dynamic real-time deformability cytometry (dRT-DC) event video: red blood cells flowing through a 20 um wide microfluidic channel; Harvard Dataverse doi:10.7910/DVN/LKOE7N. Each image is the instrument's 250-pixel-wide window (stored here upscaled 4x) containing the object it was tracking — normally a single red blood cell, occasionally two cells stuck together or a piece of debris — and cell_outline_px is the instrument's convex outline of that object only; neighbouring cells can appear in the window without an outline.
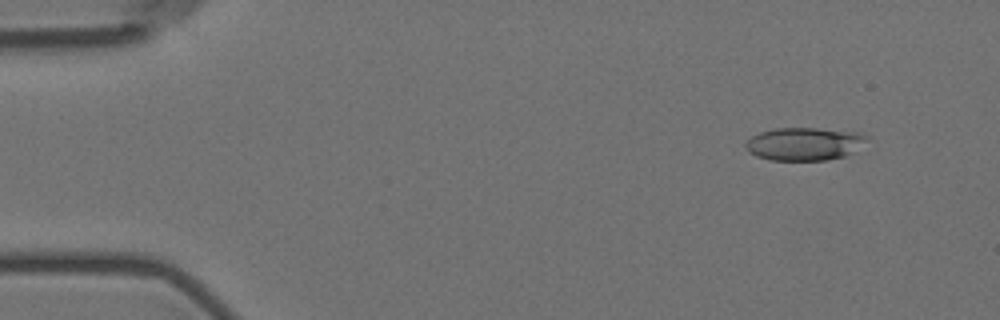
{"species": "Egyptian fruit bat (a non-hibernating species)", "species_latin": "Rousettus aegyptiacus", "temperature_condition": "room temperature", "stored_images_in_passage": 6, "camera_frame_rate_fps": 3000, "um_per_image_px": 0.085, "animal": {"sex": "female"}, "frame": {"image": 1, "passage_image": 2, "time_ms": 1.333, "image_size_px": [1000, 320], "cell_outline_px": [[872, 140], [852, 152], [844, 156], [828, 160], [772, 160], [756, 156], [748, 152], [744, 144], [744, 140], [760, 132], [776, 128], [816, 128], [860, 132], [868, 136]], "centroid_in_image_um": [68.39, 12.22], "position_along_channel_um": 16.6, "area_um2": 23.64}}
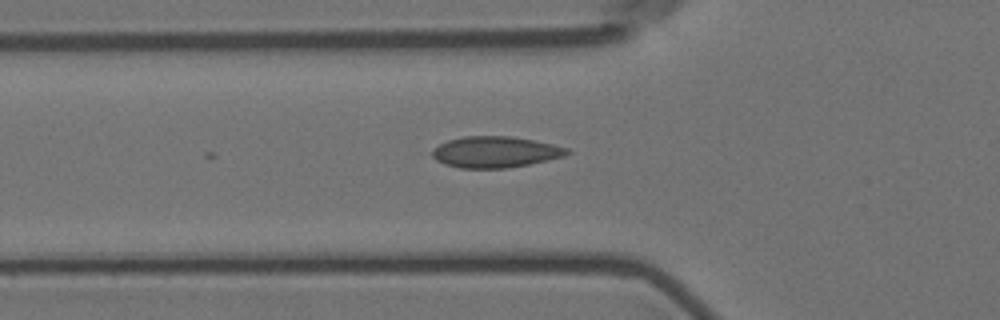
{"frame": {"image": 2, "passage_image": 6, "time_ms": 6.0, "image_size_px": [1000, 320], "cell_outline_px": [[572, 152], [564, 156], [528, 164], [504, 168], [460, 168], [444, 164], [436, 160], [432, 156], [432, 152], [440, 144], [448, 140], [464, 136], [508, 136], [532, 140], [552, 144], [568, 148]], "centroid_in_image_um": [42.09, 12.92], "position_along_channel_um": 83.7, "area_um2": 24.22}}